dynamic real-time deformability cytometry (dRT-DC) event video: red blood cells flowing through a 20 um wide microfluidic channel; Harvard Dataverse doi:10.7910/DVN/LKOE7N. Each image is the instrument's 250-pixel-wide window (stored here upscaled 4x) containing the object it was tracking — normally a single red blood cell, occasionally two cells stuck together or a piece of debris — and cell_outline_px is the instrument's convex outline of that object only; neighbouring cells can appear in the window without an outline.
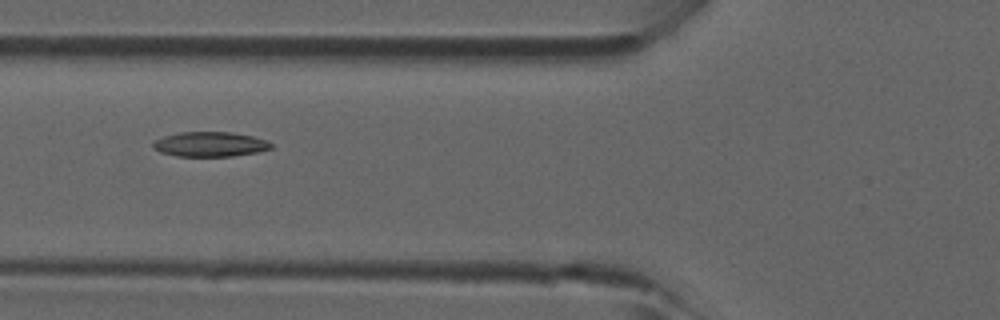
{"species": "common noctule bat (a hibernating species)", "species_latin": "Nyctalus noctula", "temperature_condition": "room temperature", "stored_images_in_passage": 6, "camera_frame_rate_fps": 3000, "um_per_image_px": 0.085, "animal": {"sex": "male", "forearm_length_mm": 52.5}, "frame": {"image": 1, "passage_image": 6, "time_ms": 1.667, "image_size_px": [1000, 320], "cell_outline_px": [[272, 148], [256, 152], [232, 156], [176, 156], [160, 152], [152, 148], [152, 144], [156, 140], [164, 136], [180, 132], [232, 132], [252, 136], [264, 140], [272, 144]], "centroid_in_image_um": [17.82, 12.26], "position_along_channel_um": 108.0, "area_um2": 16.94}}